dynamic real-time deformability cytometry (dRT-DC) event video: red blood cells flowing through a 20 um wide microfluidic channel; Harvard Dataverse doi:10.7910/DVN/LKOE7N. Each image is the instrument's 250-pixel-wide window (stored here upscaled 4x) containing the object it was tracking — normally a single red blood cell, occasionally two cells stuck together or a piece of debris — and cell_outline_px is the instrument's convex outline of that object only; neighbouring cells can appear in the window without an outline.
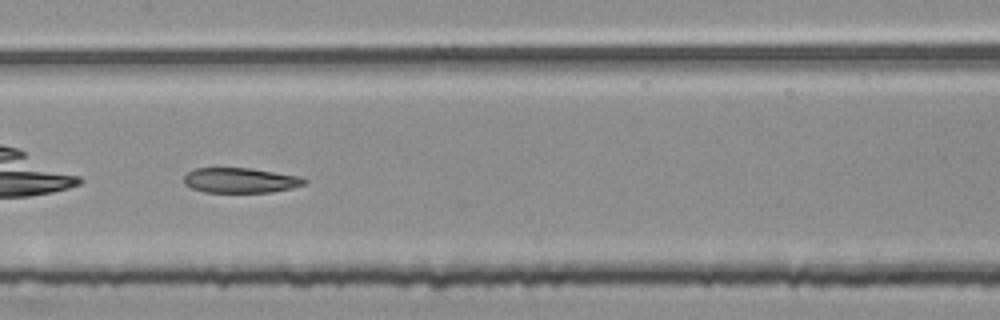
{"species": "common noctule bat (a hibernating species)", "species_latin": "Nyctalus noctula", "temperature_condition": "room temperature", "stored_images_in_passage": 31, "camera_frame_rate_fps": 3000, "um_per_image_px": 0.085, "animal": {"sex": "female", "body_mass_g": 25.1}, "frame": {"image": 1, "passage_image": 14, "time_ms": 4.333, "image_size_px": [1000, 320], "cell_outline_px": [[308, 180], [304, 184], [292, 188], [272, 192], [204, 192], [192, 188], [184, 184], [184, 176], [192, 168], [252, 168], [300, 176]], "centroid_in_image_um": [20.43, 15.32], "position_along_channel_um": 187.0, "area_um2": 17.69}}
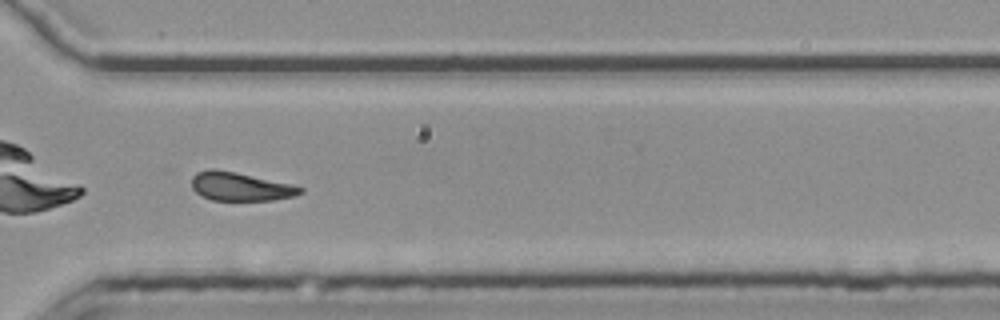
{"frame": {"image": 2, "passage_image": 27, "time_ms": 8.667, "image_size_px": [1000, 320], "cell_outline_px": [[304, 192], [296, 196], [272, 200], [212, 200], [200, 196], [192, 188], [192, 176], [196, 172], [208, 168], [216, 168], [236, 172], [292, 184], [304, 188]], "centroid_in_image_um": [20.42, 15.85], "position_along_channel_um": 350.2, "area_um2": 18.32}}